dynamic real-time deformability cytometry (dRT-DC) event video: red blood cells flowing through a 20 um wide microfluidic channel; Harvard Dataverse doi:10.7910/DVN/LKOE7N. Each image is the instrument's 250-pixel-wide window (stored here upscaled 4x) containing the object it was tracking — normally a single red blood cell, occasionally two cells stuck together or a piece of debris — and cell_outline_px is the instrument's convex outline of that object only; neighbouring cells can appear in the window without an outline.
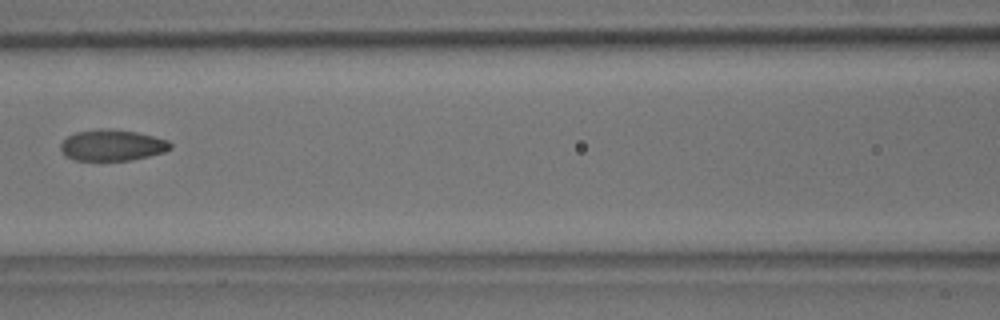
{"species": "common noctule bat (a hibernating species)", "species_latin": "Nyctalus noctula", "temperature_condition": "room temperature", "stored_images_in_passage": 7, "camera_frame_rate_fps": 3000, "um_per_image_px": 0.085, "animal": {"sex": "male", "body_mass_g": 18.8}, "frame": {"image": 1, "passage_image": 7, "time_ms": 6.667, "image_size_px": [1000, 320], "cell_outline_px": [[172, 148], [164, 152], [132, 160], [72, 160], [64, 156], [60, 148], [60, 144], [68, 136], [76, 132], [100, 128], [104, 128], [136, 132], [168, 140], [172, 144]], "centroid_in_image_um": [9.51, 12.35], "position_along_channel_um": 157.1, "area_um2": 19.94}}